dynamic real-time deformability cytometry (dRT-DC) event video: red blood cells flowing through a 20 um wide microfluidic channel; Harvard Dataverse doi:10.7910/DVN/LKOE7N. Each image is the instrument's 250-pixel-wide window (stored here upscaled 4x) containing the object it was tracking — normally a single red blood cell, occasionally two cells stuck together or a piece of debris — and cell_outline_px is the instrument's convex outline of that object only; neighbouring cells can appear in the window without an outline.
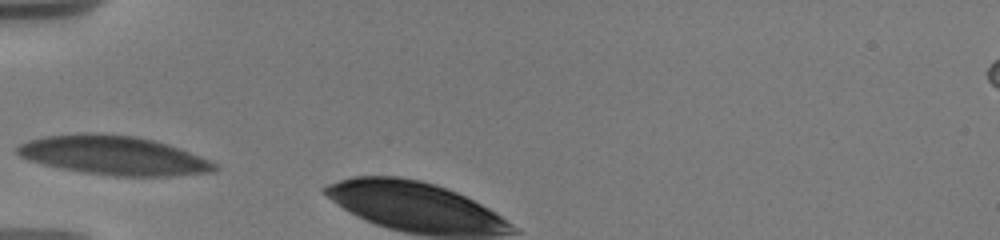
{"species": "human", "species_latin": "Homo sapiens", "temperature_condition": "warm", "stored_images_in_passage": 3, "camera_frame_rate_fps": 3000, "um_per_image_px": 0.085, "donor": {"sex": "male"}, "frame": {"image": 1, "passage_image": 1, "time_ms": 0.0, "image_size_px": [1000, 240], "cell_outline_px": [[220, 168], [216, 172], [168, 176], [112, 176], [84, 172], [44, 164], [28, 160], [20, 156], [16, 152], [16, 148], [20, 144], [28, 140], [44, 136], [84, 132], [92, 132], [136, 136], [168, 144], [208, 160], [216, 164]], "centroid_in_image_um": [9.65, 13.2], "position_along_channel_um": 75.4, "area_um2": 44.74}}